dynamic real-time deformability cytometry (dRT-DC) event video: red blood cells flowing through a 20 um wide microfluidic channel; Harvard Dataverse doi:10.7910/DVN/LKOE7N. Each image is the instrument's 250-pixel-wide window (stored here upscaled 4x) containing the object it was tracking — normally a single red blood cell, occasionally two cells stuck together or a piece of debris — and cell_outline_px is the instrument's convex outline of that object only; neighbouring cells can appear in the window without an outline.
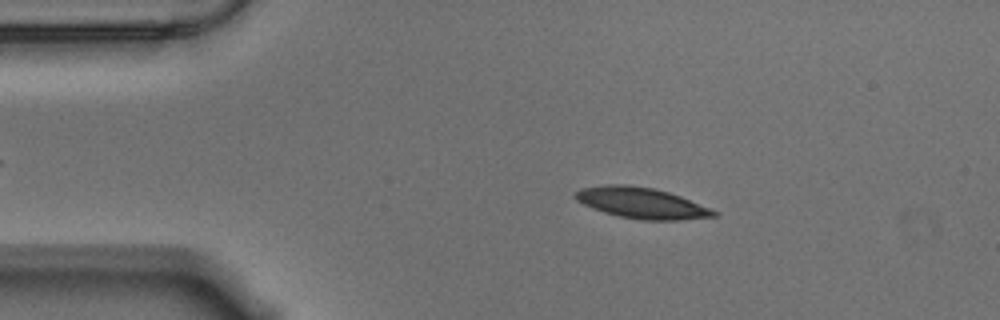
{"species": "Egyptian fruit bat (a non-hibernating species)", "species_latin": "Rousettus aegyptiacus", "temperature_condition": "warm", "stored_images_in_passage": 55, "camera_frame_rate_fps": 3000, "um_per_image_px": 0.085, "animal": {"sex": "male"}, "frame": {"image": 1, "passage_image": 9, "time_ms": 2.667, "image_size_px": [1000, 320], "cell_outline_px": [[720, 212], [716, 216], [680, 220], [644, 220], [620, 216], [604, 212], [592, 208], [576, 200], [572, 196], [580, 188], [604, 184], [628, 184], [656, 188], [680, 196], [712, 208]], "centroid_in_image_um": [54.54, 17.24], "position_along_channel_um": 30.5, "area_um2": 25.14}}
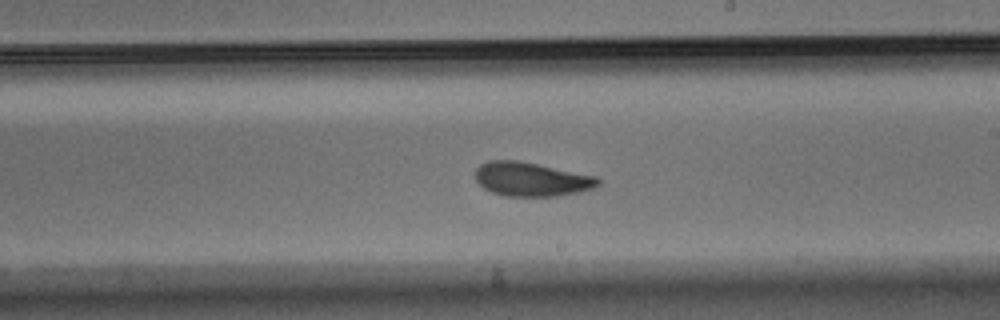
{"frame": {"image": 2, "passage_image": 31, "time_ms": 10.0, "image_size_px": [1000, 320], "cell_outline_px": [[600, 184], [592, 188], [580, 192], [556, 196], [508, 196], [492, 192], [484, 188], [476, 180], [476, 168], [480, 164], [488, 160], [520, 160], [596, 176], [600, 180]], "centroid_in_image_um": [45.17, 15.22], "position_along_channel_um": 243.8, "area_um2": 24.33}}
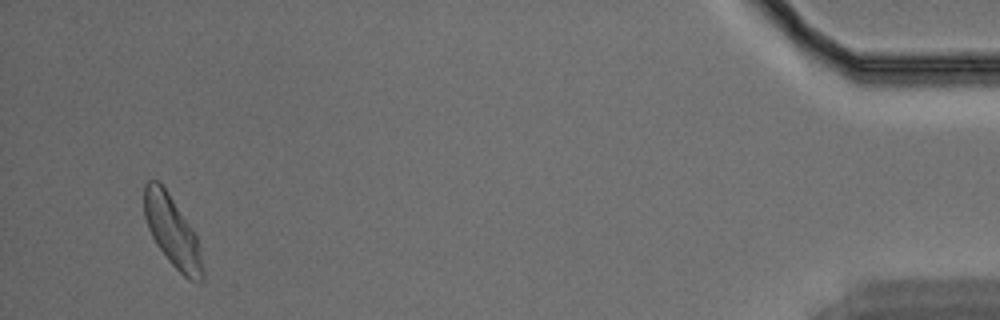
{"frame": {"image": 3, "passage_image": 53, "time_ms": 17.333, "image_size_px": [1000, 320], "cell_outline_px": [[204, 280], [188, 280], [168, 260], [156, 244], [148, 228], [144, 216], [144, 184], [148, 180], [160, 180], [196, 232], [204, 272]], "centroid_in_image_um": [14.64, 19.63], "position_along_channel_um": 420.6, "area_um2": 24.28}, "authors_computed_cell_mechanics": {"area_um2": 24.276, "velocity_mm_per_s": 3.5208, "shape_relaxation_time_tau1_ms": 3.8655, "shape_relaxation_time_tau2_ms": 3.2435, "deformation_change_tau1": 0.1327, "deformation_change_tau2": 0.0925}}